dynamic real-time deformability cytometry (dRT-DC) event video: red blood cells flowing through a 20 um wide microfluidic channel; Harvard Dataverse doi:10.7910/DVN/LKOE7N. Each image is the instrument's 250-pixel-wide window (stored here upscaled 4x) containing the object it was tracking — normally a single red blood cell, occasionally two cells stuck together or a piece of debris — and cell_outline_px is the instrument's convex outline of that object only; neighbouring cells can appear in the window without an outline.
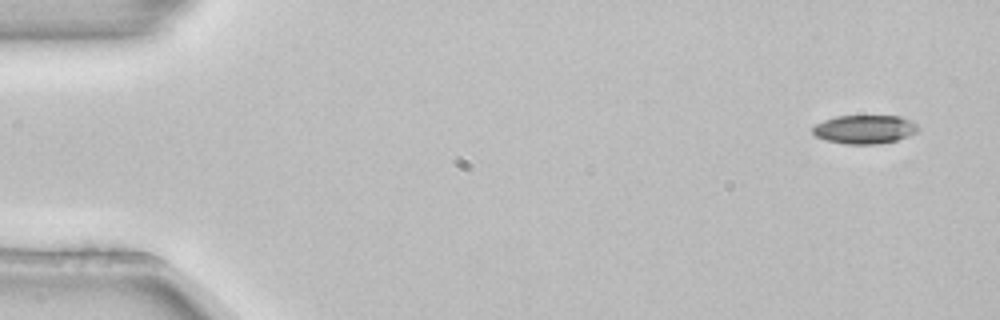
{"species": "common noctule bat (a hibernating species)", "species_latin": "Nyctalus noctula", "temperature_condition": "room temperature", "stored_images_in_passage": 4, "camera_frame_rate_fps": 3000, "um_per_image_px": 0.085, "animal": {"sex": "female", "body_mass_g": 22.7, "forearm_length_mm": 54.2}, "frame": {"image": 1, "passage_image": 1, "time_ms": 0.0, "image_size_px": [1000, 320], "cell_outline_px": [[920, 128], [916, 132], [896, 140], [880, 144], [844, 144], [824, 140], [816, 136], [812, 132], [812, 128], [816, 124], [824, 120], [836, 116], [900, 116], [912, 120]], "centroid_in_image_um": [73.48, 10.99], "position_along_channel_um": 11.5, "area_um2": 17.69}}
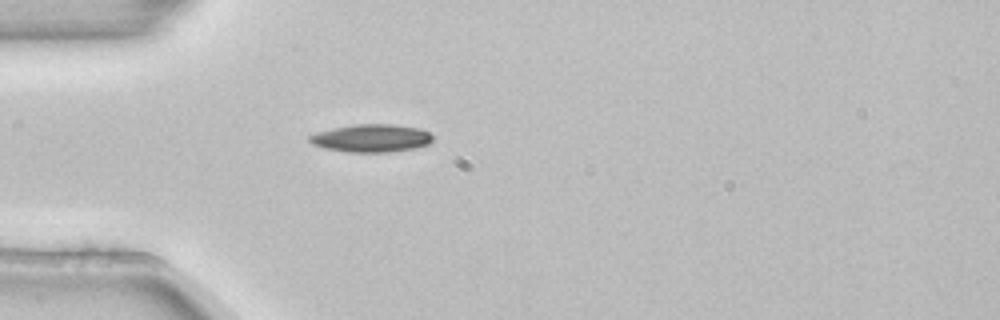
{"frame": {"image": 2, "passage_image": 4, "time_ms": 1.0, "image_size_px": [1000, 320], "cell_outline_px": [[432, 140], [428, 144], [416, 148], [388, 152], [344, 152], [324, 148], [312, 144], [308, 140], [308, 136], [316, 132], [332, 128], [356, 124], [392, 124], [420, 128], [428, 132], [432, 136]], "centroid_in_image_um": [31.54, 11.74], "position_along_channel_um": 53.5, "area_um2": 20.11}}